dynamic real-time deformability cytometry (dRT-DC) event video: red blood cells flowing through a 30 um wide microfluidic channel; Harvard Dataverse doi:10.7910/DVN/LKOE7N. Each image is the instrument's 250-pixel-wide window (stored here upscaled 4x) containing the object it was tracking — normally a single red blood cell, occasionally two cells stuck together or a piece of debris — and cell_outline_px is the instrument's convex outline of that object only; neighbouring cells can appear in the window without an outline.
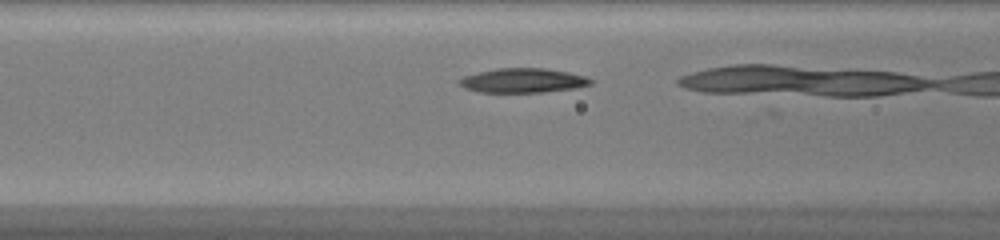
{"species": "common noctule bat (a hibernating species)", "species_latin": "Nyctalus noctula", "temperature_condition": "warm", "stored_images_in_passage": 14, "camera_frame_rate_fps": 3000, "um_per_image_px": 0.085, "animal": {"sex": "female", "body_mass_g": 20.0, "forearm_length_mm": 54.0}, "frame": {"image": 1, "passage_image": 9, "time_ms": 2.667, "image_size_px": [1000, 240], "cell_outline_px": [[592, 84], [576, 88], [544, 92], [480, 92], [464, 88], [456, 80], [464, 76], [476, 72], [496, 68], [544, 68], [568, 72], [588, 76], [592, 80]], "centroid_in_image_um": [44.45, 6.84], "position_along_channel_um": 122.2, "area_um2": 18.84}}